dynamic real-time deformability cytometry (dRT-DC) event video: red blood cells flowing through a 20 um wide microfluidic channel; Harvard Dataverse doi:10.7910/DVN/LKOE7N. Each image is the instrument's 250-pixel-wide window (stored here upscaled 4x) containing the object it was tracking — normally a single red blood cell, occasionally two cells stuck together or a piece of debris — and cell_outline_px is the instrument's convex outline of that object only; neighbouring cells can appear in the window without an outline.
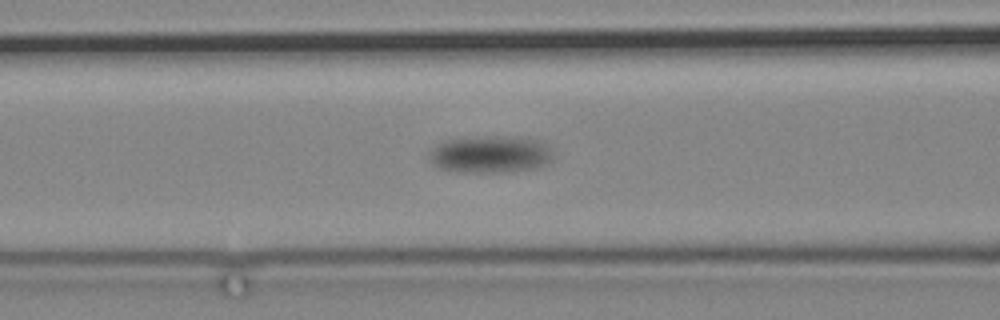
{"species": "common noctule bat (a hibernating species)", "species_latin": "Nyctalus noctula", "temperature_condition": "cold", "stored_images_in_passage": 16, "camera_frame_rate_fps": 3000, "um_per_image_px": 0.085, "animal": {"sex": "male", "body_mass_g": 19.2, "forearm_length_mm": 51.8}, "frame": {"image": 1, "passage_image": 14, "time_ms": 16.0, "image_size_px": [1000, 320], "cell_outline_px": [[552, 156], [548, 164], [536, 168], [512, 172], [456, 172], [440, 168], [432, 164], [428, 156], [432, 148], [440, 140], [484, 136], [520, 136], [536, 140], [548, 144]], "centroid_in_image_um": [41.66, 13.11], "position_along_channel_um": 124.9, "area_um2": 27.4}}
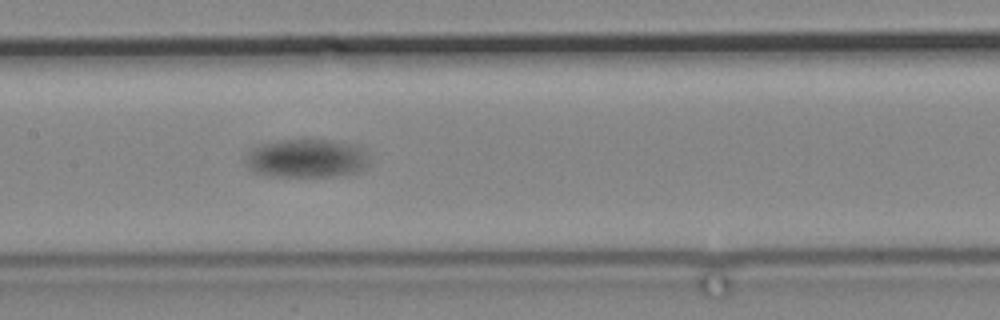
{"frame": {"image": 2, "passage_image": 16, "time_ms": 18.333, "image_size_px": [1000, 320], "cell_outline_px": [[364, 168], [360, 172], [332, 176], [268, 176], [256, 172], [248, 168], [248, 152], [252, 148], [260, 144], [276, 140], [340, 140], [356, 144], [360, 148], [364, 156]], "centroid_in_image_um": [26.02, 13.45], "position_along_channel_um": 181.4, "area_um2": 27.46}}